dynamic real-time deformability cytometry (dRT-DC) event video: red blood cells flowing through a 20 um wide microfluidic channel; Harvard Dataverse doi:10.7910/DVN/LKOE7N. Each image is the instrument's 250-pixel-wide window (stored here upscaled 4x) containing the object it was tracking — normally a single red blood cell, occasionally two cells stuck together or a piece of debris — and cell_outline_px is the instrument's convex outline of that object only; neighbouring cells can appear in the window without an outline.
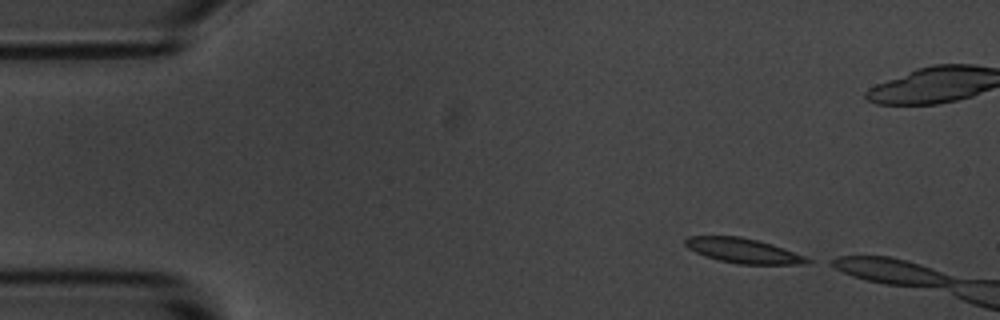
{"species": "common noctule bat (a hibernating species)", "species_latin": "Nyctalus noctula", "temperature_condition": "room temperature", "stored_images_in_passage": 9, "camera_frame_rate_fps": 3000, "um_per_image_px": 0.085, "animal": {"sex": "male", "body_mass_g": 20.1, "forearm_length_mm": 53.5}, "frame": {"image": 1, "passage_image": 2, "time_ms": 0.333, "image_size_px": [1000, 320], "cell_outline_px": [[812, 260], [808, 264], [736, 264], [704, 256], [688, 248], [684, 244], [684, 240], [688, 236], [740, 236], [772, 244], [804, 256]], "centroid_in_image_um": [63.15, 21.31], "position_along_channel_um": 21.9, "area_um2": 17.51}}